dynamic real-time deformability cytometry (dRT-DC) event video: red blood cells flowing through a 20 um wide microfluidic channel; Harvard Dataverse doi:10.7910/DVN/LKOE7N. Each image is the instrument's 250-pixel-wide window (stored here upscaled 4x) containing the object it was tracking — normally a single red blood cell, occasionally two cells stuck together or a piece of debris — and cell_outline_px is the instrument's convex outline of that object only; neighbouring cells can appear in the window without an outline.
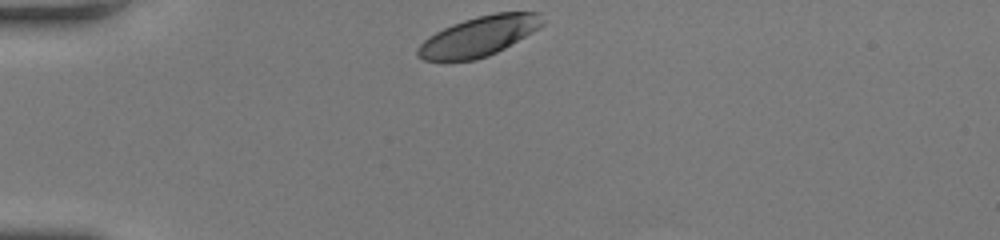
{"species": "human", "species_latin": "Homo sapiens", "temperature_condition": "room temperature", "stored_images_in_passage": 31, "camera_frame_rate_fps": 3000, "um_per_image_px": 0.085, "donor": {"sex": "female"}, "frame": {"image": 1, "passage_image": 1, "time_ms": 0.0, "image_size_px": [1000, 240], "cell_outline_px": [[544, 24], [540, 28], [504, 48], [488, 56], [476, 60], [424, 60], [416, 56], [416, 48], [428, 36], [452, 24], [464, 20], [496, 12], [540, 12], [544, 20]], "centroid_in_image_um": [40.72, 3.08], "position_along_channel_um": 44.3, "area_um2": 28.84}}
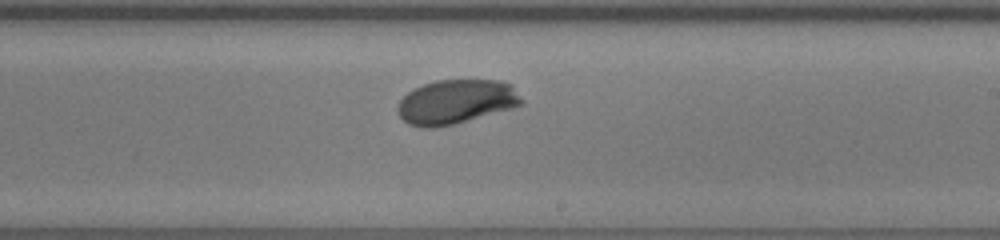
{"frame": {"image": 2, "passage_image": 19, "time_ms": 6.0, "image_size_px": [1000, 240], "cell_outline_px": [[524, 104], [512, 108], [452, 124], [436, 128], [424, 128], [408, 124], [400, 116], [396, 108], [400, 100], [408, 92], [424, 84], [436, 80], [500, 80], [512, 84], [524, 100]], "centroid_in_image_um": [38.78, 8.64], "position_along_channel_um": 250.2, "area_um2": 31.96}}
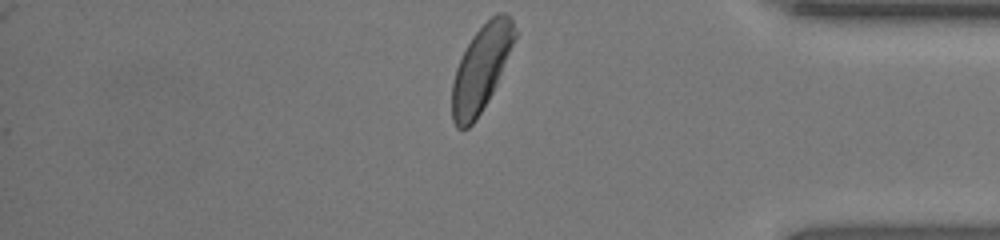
{"frame": {"image": 3, "passage_image": 31, "time_ms": 10.0, "image_size_px": [1000, 240], "cell_outline_px": [[516, 36], [496, 84], [492, 92], [476, 120], [468, 128], [456, 128], [452, 120], [452, 80], [456, 68], [472, 36], [496, 12], [504, 12], [512, 20], [516, 32]], "centroid_in_image_um": [40.87, 5.83], "position_along_channel_um": 394.3, "area_um2": 30.63}, "authors_computed_cell_mechanics": {"area_um2": 31.0964, "velocity_mm_per_s": 4.078, "shape_relaxation_time_tau1_ms": 1.9561, "shape_relaxation_time_tau2_ms": null, "deformation_change_tau1": 0.1383, "deformation_change_tau2": null}}